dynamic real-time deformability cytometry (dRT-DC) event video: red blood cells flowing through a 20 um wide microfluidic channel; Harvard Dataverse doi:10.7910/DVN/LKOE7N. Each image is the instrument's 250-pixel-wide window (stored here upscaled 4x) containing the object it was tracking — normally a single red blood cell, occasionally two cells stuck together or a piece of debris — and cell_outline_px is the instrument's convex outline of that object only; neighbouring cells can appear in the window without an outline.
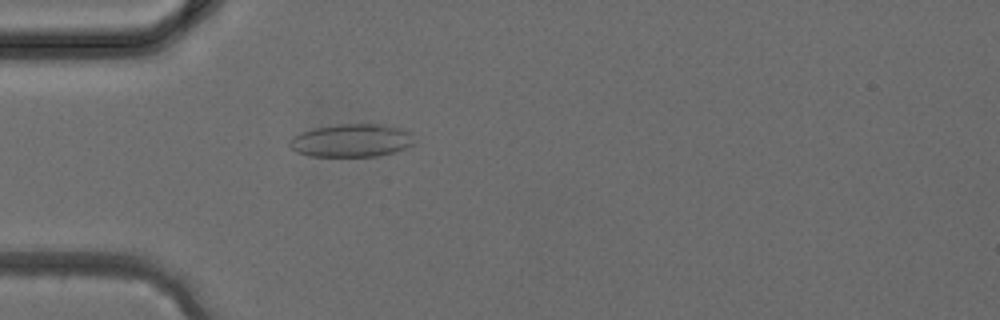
{"species": "common noctule bat (a hibernating species)", "species_latin": "Nyctalus noctula", "temperature_condition": "cold", "stored_images_in_passage": 38, "camera_frame_rate_fps": 3000, "um_per_image_px": 0.085, "animal": {"sex": "female", "body_mass_g": 24.6, "forearm_length_mm": 56.2}, "frame": {"image": 1, "passage_image": 11, "time_ms": 3.333, "image_size_px": [1000, 320], "cell_outline_px": [[412, 144], [404, 148], [392, 152], [376, 156], [308, 156], [296, 152], [288, 144], [288, 140], [292, 136], [300, 132], [312, 128], [336, 124], [384, 124], [404, 128], [408, 132]], "centroid_in_image_um": [29.78, 11.93], "position_along_channel_um": 55.2, "area_um2": 23.99}}
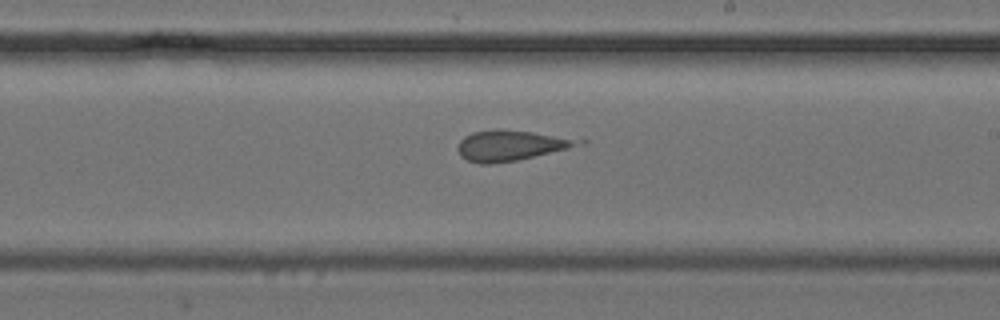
{"frame": {"image": 2, "passage_image": 22, "time_ms": 7.0, "image_size_px": [1000, 320], "cell_outline_px": [[588, 140], [584, 144], [568, 148], [516, 160], [492, 164], [480, 164], [468, 160], [460, 156], [456, 148], [460, 140], [464, 136], [472, 132], [492, 128], [496, 128], [532, 132]], "centroid_in_image_um": [43.38, 12.35], "position_along_channel_um": 245.6, "area_um2": 21.5}}
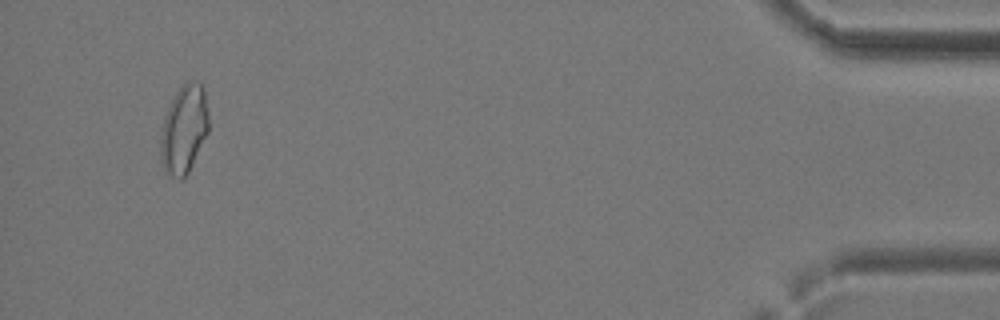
{"frame": {"image": 3, "passage_image": 36, "time_ms": 11.667, "image_size_px": [1000, 320], "cell_outline_px": [[208, 132], [188, 172], [180, 180], [164, 172], [160, 160], [160, 132], [164, 116], [176, 92], [184, 84], [200, 84], [204, 88], [208, 112]], "centroid_in_image_um": [15.61, 11.05], "position_along_channel_um": 419.6, "area_um2": 24.51}}